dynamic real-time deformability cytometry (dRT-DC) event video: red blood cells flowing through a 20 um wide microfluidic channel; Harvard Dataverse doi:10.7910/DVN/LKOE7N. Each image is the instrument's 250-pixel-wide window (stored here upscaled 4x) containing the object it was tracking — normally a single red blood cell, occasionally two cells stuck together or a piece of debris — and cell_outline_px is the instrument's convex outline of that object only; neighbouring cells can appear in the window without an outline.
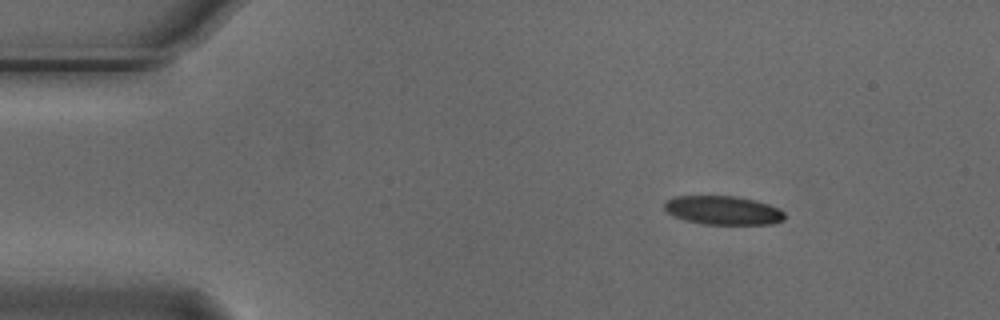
{"species": "Egyptian fruit bat (a non-hibernating species)", "species_latin": "Rousettus aegyptiacus", "temperature_condition": "cold", "stored_images_in_passage": 3, "camera_frame_rate_fps": 3000, "um_per_image_px": 0.085, "animal": {"sex": "male"}, "frame": {"image": 1, "passage_image": 1, "time_ms": 0.0, "image_size_px": [1000, 320], "cell_outline_px": [[784, 220], [772, 224], [700, 224], [684, 220], [672, 216], [664, 208], [664, 204], [668, 200], [676, 196], [736, 196], [756, 200], [780, 208], [784, 212]], "centroid_in_image_um": [61.47, 17.88], "position_along_channel_um": 23.5, "area_um2": 20.29}}